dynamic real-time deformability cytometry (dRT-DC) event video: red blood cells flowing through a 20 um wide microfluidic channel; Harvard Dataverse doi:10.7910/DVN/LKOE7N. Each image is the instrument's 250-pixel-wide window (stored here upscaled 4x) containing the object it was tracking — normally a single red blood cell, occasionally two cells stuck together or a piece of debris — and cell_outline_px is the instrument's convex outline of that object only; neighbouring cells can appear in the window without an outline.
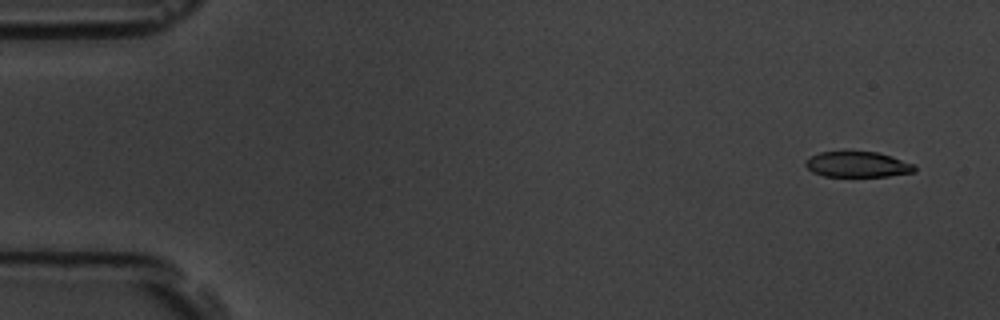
{"species": "common noctule bat (a hibernating species)", "species_latin": "Nyctalus noctula", "temperature_condition": "room temperature", "stored_images_in_passage": 5, "camera_frame_rate_fps": 3000, "um_per_image_px": 0.085, "animal": {"sex": "male", "body_mass_g": 19.5, "forearm_length_mm": 54.6}, "frame": {"image": 1, "passage_image": 1, "time_ms": 0.0, "image_size_px": [1000, 320], "cell_outline_px": [[916, 172], [888, 176], [824, 176], [812, 172], [804, 164], [812, 156], [820, 152], [876, 152], [892, 156], [916, 164]], "centroid_in_image_um": [72.96, 13.98], "position_along_channel_um": 12.0, "area_um2": 16.18}}
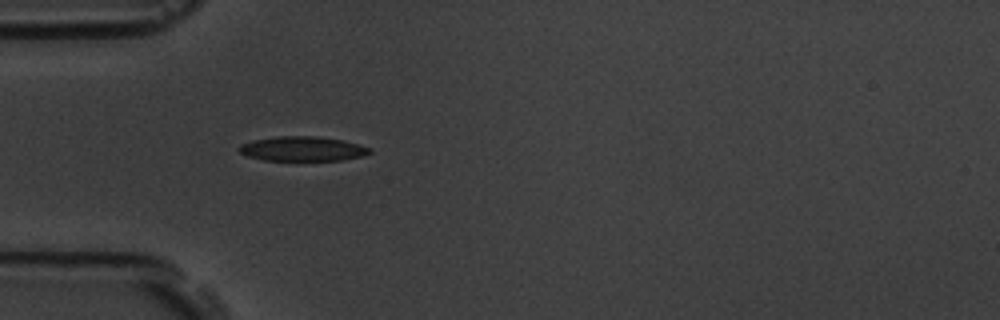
{"frame": {"image": 2, "passage_image": 5, "time_ms": 4.667, "image_size_px": [1000, 320], "cell_outline_px": [[372, 152], [360, 156], [340, 160], [264, 160], [248, 156], [240, 152], [236, 148], [240, 144], [252, 140], [276, 136], [316, 136], [344, 140], [368, 148]], "centroid_in_image_um": [25.64, 12.64], "position_along_channel_um": 59.4, "area_um2": 18.55}}